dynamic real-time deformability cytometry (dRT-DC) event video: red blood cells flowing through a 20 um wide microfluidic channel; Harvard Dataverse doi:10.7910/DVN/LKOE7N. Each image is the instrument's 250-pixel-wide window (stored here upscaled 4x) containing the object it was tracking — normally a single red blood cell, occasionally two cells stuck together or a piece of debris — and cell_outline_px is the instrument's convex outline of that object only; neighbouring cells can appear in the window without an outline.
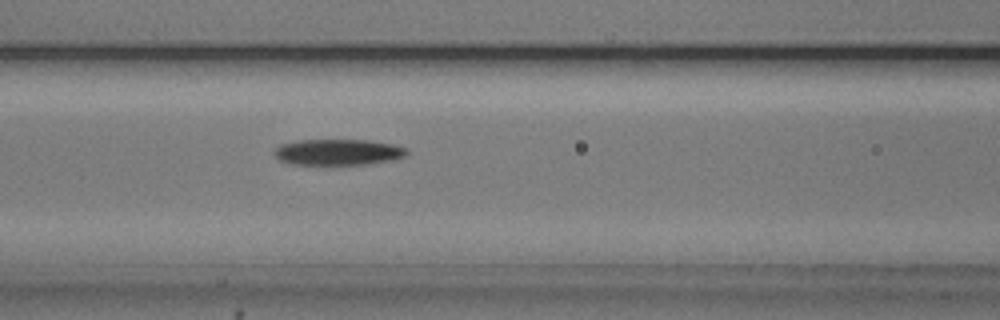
{"species": "common noctule bat (a hibernating species)", "species_latin": "Nyctalus noctula", "temperature_condition": "cold", "stored_images_in_passage": 44, "camera_frame_rate_fps": 3000, "um_per_image_px": 0.085, "animal": {"sex": "male", "body_mass_g": 20.5, "forearm_length_mm": 52.5}, "frame": {"image": 1, "passage_image": 13, "time_ms": 4.0, "image_size_px": [1000, 320], "cell_outline_px": [[408, 156], [396, 160], [368, 164], [324, 168], [292, 164], [280, 160], [272, 152], [280, 144], [300, 140], [368, 140], [392, 144], [408, 148]], "centroid_in_image_um": [28.75, 12.99], "position_along_channel_um": 137.8, "area_um2": 21.33}}
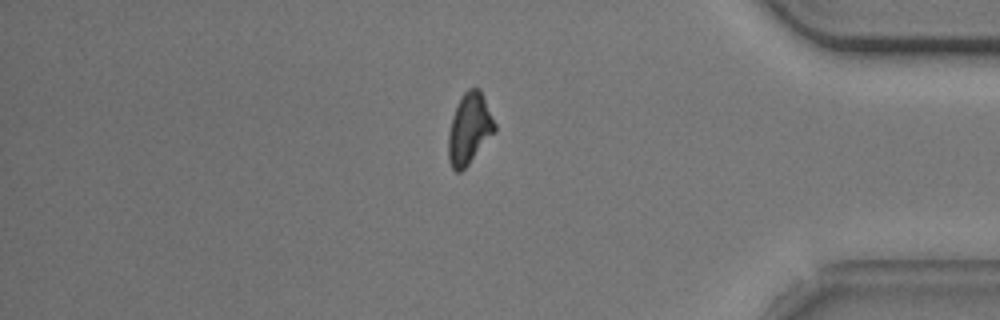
{"frame": {"image": 2, "passage_image": 36, "time_ms": 11.667, "image_size_px": [1000, 320], "cell_outline_px": [[496, 132], [468, 164], [460, 172], [456, 172], [452, 168], [448, 160], [448, 132], [452, 116], [460, 96], [468, 88], [480, 88], [484, 96], [496, 124]], "centroid_in_image_um": [39.9, 10.92], "position_along_channel_um": 395.3, "area_um2": 19.42}}
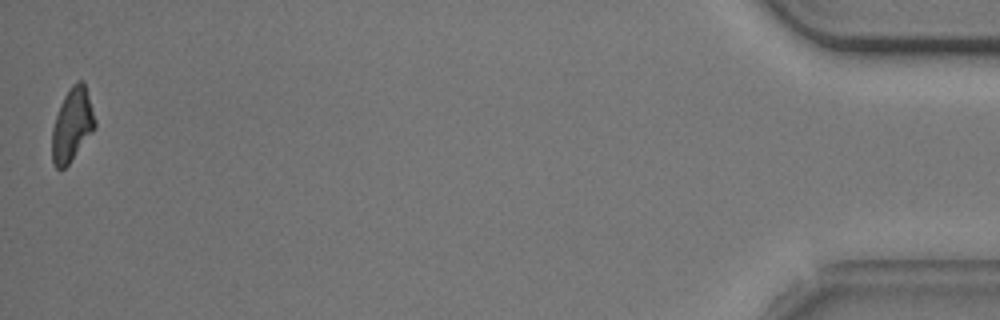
{"frame": {"image": 3, "passage_image": 44, "time_ms": 14.333, "image_size_px": [1000, 320], "cell_outline_px": [[96, 128], [68, 164], [64, 168], [56, 168], [52, 164], [52, 128], [60, 104], [64, 96], [72, 84], [76, 80], [84, 80], [96, 120]], "centroid_in_image_um": [6.14, 10.58], "position_along_channel_um": 429.1, "area_um2": 18.38}, "authors_computed_cell_mechanics": {"area_um2": 20.0277, "velocity_mm_per_s": 3.7269, "shape_relaxation_time_tau1_ms": 4.8762, "shape_relaxation_time_tau2_ms": null, "deformation_change_tau1": 0.1666, "deformation_change_tau2": null}}